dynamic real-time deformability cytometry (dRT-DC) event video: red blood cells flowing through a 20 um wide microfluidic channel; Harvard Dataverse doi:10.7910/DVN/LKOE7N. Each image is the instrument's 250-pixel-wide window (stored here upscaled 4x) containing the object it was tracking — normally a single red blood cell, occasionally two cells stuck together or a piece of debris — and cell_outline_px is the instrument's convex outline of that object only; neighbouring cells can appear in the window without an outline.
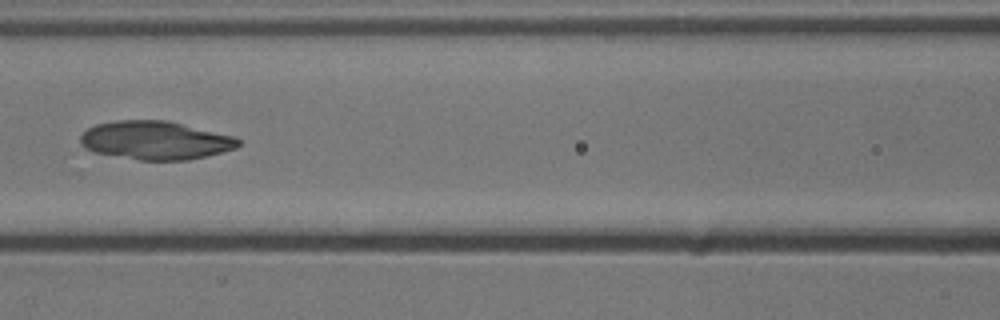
{"species": "common noctule bat (a hibernating species)", "species_latin": "Nyctalus noctula", "temperature_condition": "cold", "stored_images_in_passage": 48, "camera_frame_rate_fps": 3000, "um_per_image_px": 0.085, "animal": {"sex": "male", "body_mass_g": 13.3}, "frame": {"image": 1, "passage_image": 18, "time_ms": 5.667, "image_size_px": [1000, 320], "cell_outline_px": [[240, 144], [236, 148], [188, 160], [140, 160], [96, 152], [84, 148], [80, 144], [80, 136], [88, 128], [96, 124], [116, 120], [168, 120], [236, 136], [240, 140]], "centroid_in_image_um": [13.22, 11.91], "position_along_channel_um": 153.4, "area_um2": 35.43}}
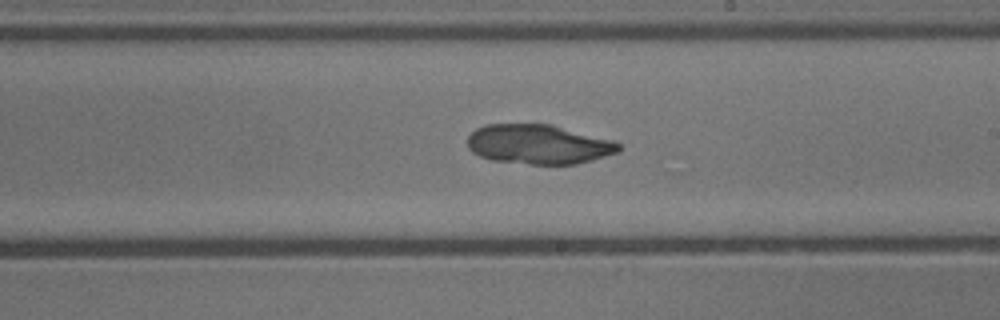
{"frame": {"image": 2, "passage_image": 25, "time_ms": 8.0, "image_size_px": [1000, 320], "cell_outline_px": [[620, 152], [592, 160], [576, 164], [528, 164], [492, 160], [480, 156], [472, 152], [468, 148], [468, 136], [476, 128], [488, 124], [552, 124], [612, 140], [620, 144]], "centroid_in_image_um": [45.78, 12.27], "position_along_channel_um": 243.2, "area_um2": 34.91}}
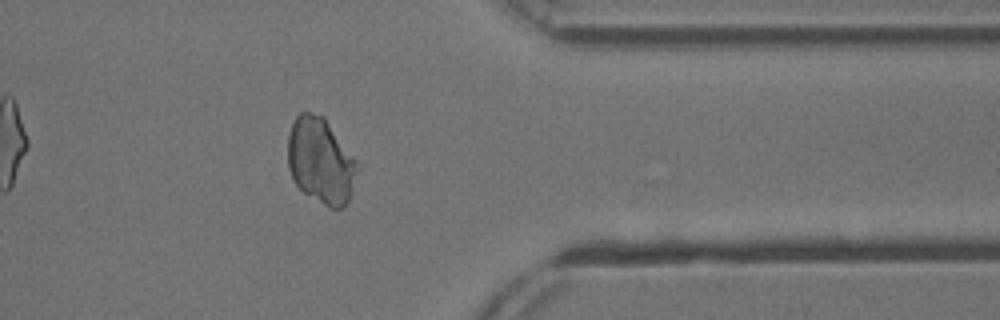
{"frame": {"image": 3, "passage_image": 37, "time_ms": 12.0, "image_size_px": [1000, 320], "cell_outline_px": [[360, 168], [348, 200], [344, 208], [328, 208], [304, 192], [296, 184], [288, 168], [288, 136], [292, 124], [296, 116], [300, 112], [308, 112], [324, 116], [360, 164]], "centroid_in_image_um": [27.29, 13.67], "position_along_channel_um": 384.1, "area_um2": 35.03}}